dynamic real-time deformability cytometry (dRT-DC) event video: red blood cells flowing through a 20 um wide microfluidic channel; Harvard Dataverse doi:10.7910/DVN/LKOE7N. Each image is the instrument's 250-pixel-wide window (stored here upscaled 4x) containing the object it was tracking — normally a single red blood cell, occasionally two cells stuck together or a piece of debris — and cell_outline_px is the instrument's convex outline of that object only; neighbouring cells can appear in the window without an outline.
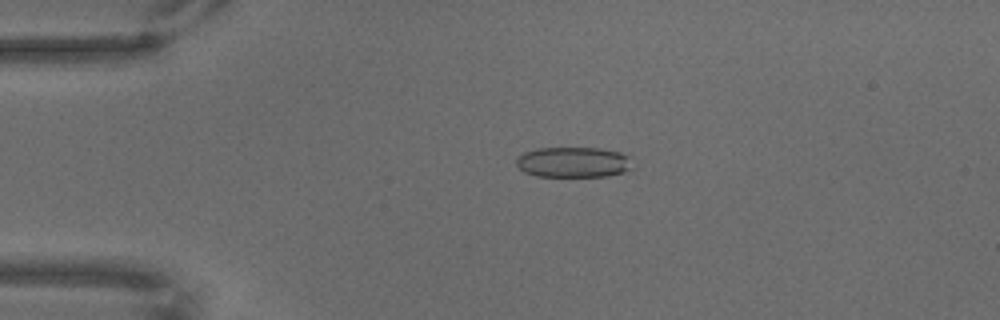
{"species": "common noctule bat (a hibernating species)", "species_latin": "Nyctalus noctula", "temperature_condition": "warm", "stored_images_in_passage": 67, "camera_frame_rate_fps": 3000, "um_per_image_px": 0.085, "animal": {"sex": "male", "body_mass_g": 18.8}, "frame": {"image": 1, "passage_image": 15, "time_ms": 4.667, "image_size_px": [1000, 320], "cell_outline_px": [[632, 168], [624, 172], [608, 176], [536, 176], [524, 172], [516, 164], [516, 156], [524, 152], [536, 148], [600, 148], [620, 152], [632, 156]], "centroid_in_image_um": [48.76, 13.78], "position_along_channel_um": 36.2, "area_um2": 20.92}}
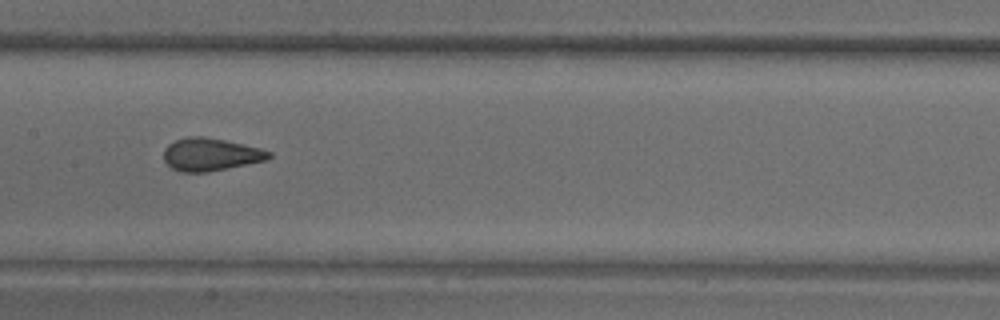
{"frame": {"image": 2, "passage_image": 34, "time_ms": 11.0, "image_size_px": [1000, 320], "cell_outline_px": [[272, 156], [268, 160], [208, 172], [180, 172], [172, 168], [164, 160], [164, 148], [168, 144], [176, 140], [188, 136], [204, 136], [224, 140], [260, 148], [272, 152]], "centroid_in_image_um": [17.91, 13.13], "position_along_channel_um": 189.5, "area_um2": 20.11}}
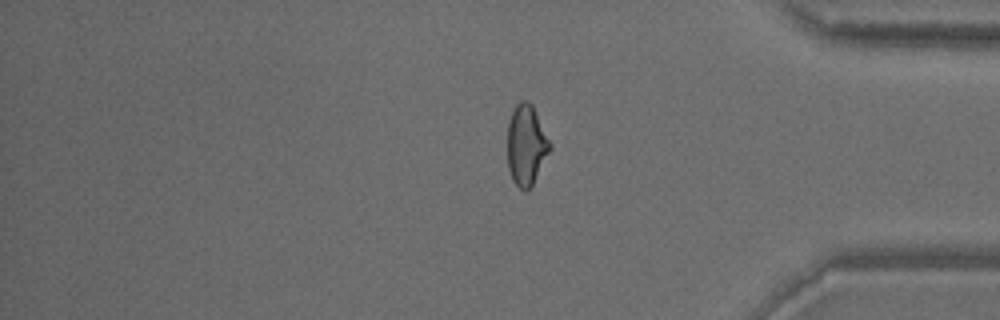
{"frame": {"image": 3, "passage_image": 56, "time_ms": 18.333, "image_size_px": [1000, 320], "cell_outline_px": [[552, 148], [532, 184], [524, 192], [512, 180], [508, 168], [508, 120], [516, 104], [520, 100], [528, 100], [532, 104], [552, 144]], "centroid_in_image_um": [44.74, 12.3], "position_along_channel_um": 390.5, "area_um2": 19.94}}